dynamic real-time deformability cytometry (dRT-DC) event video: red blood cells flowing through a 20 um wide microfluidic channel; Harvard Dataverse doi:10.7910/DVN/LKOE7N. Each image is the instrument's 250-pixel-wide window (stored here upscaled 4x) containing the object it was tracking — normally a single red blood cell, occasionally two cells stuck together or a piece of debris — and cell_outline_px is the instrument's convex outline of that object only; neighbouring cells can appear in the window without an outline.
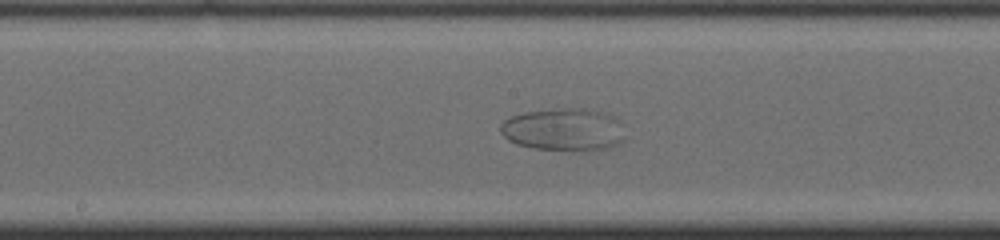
{"species": "common noctule bat (a hibernating species)", "species_latin": "Nyctalus noctula", "temperature_condition": "cold", "stored_images_in_passage": 37, "camera_frame_rate_fps": 3000, "um_per_image_px": 0.085, "animal": {"sex": "male", "body_mass_g": 19.0, "forearm_length_mm": 50.8}, "frame": {"image": 1, "passage_image": 11, "time_ms": 3.333, "image_size_px": [1000, 240], "cell_outline_px": [[624, 140], [620, 144], [612, 148], [532, 148], [516, 144], [508, 140], [500, 132], [500, 124], [504, 120], [512, 116], [524, 112], [552, 108], [588, 108], [612, 116]], "centroid_in_image_um": [47.81, 10.97], "position_along_channel_um": 200.4, "area_um2": 29.94}}
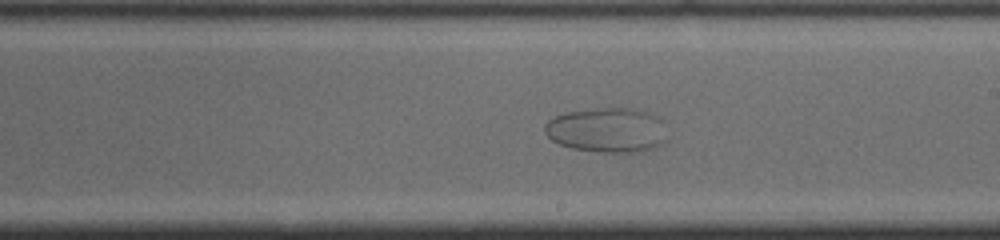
{"frame": {"image": 2, "passage_image": 14, "time_ms": 4.333, "image_size_px": [1000, 240], "cell_outline_px": [[664, 144], [640, 152], [600, 152], [572, 148], [560, 144], [552, 140], [544, 132], [544, 128], [548, 120], [564, 112], [596, 108], [636, 108], [648, 112], [664, 120]], "centroid_in_image_um": [51.61, 11.04], "position_along_channel_um": 237.4, "area_um2": 32.08}}